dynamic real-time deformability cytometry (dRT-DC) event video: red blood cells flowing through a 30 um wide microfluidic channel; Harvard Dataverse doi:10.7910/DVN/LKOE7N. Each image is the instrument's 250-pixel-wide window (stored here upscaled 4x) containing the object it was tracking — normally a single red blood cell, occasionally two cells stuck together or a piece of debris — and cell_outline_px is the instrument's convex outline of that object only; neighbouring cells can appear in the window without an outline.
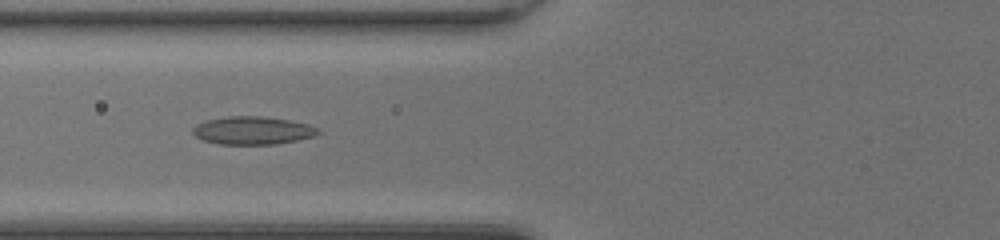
{"species": "common noctule bat (a hibernating species)", "species_latin": "Nyctalus noctula", "temperature_condition": "room temperature", "stored_images_in_passage": 32, "camera_frame_rate_fps": 3000, "um_per_image_px": 0.085, "animal": {"sex": "female", "body_mass_g": 20.0, "forearm_length_mm": 54.0}, "frame": {"image": 1, "passage_image": 5, "time_ms": 1.333, "image_size_px": [1000, 240], "cell_outline_px": [[320, 132], [316, 136], [276, 144], [220, 144], [204, 140], [196, 136], [192, 132], [192, 128], [196, 124], [208, 120], [228, 116], [264, 116], [288, 120], [308, 124], [316, 128]], "centroid_in_image_um": [21.47, 11.09], "position_along_channel_um": 104.3, "area_um2": 20.29}}
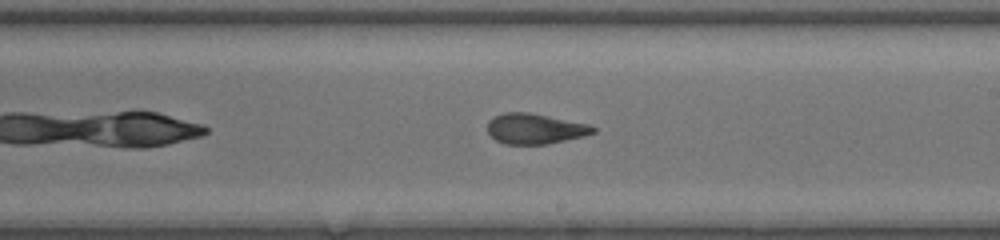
{"frame": {"image": 2, "passage_image": 15, "time_ms": 4.667, "image_size_px": [1000, 240], "cell_outline_px": [[596, 132], [584, 136], [548, 144], [504, 144], [496, 140], [488, 132], [488, 120], [504, 112], [528, 112], [588, 124], [596, 128]], "centroid_in_image_um": [45.47, 10.94], "position_along_channel_um": 243.5, "area_um2": 18.61}}
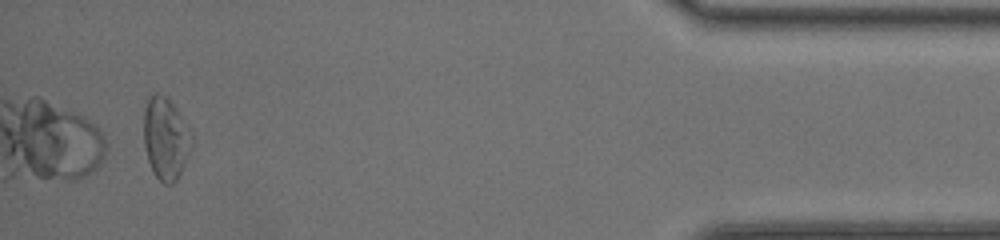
{"frame": {"image": 3, "passage_image": 32, "time_ms": 10.333, "image_size_px": [1000, 240], "cell_outline_px": [[192, 148], [176, 180], [172, 184], [164, 184], [152, 172], [148, 160], [144, 144], [144, 108], [148, 96], [152, 92], [156, 92], [164, 96], [176, 108], [192, 132]], "centroid_in_image_um": [14.07, 11.75], "position_along_channel_um": 421.1, "area_um2": 23.0}, "authors_computed_cell_mechanics": {"area_um2": 19.3341, "velocity_mm_per_s": 4.1723, "shape_relaxation_time_tau1_ms": 9.2168, "shape_relaxation_time_tau2_ms": 1.3473, "deformation_change_tau1": 0.2108, "deformation_change_tau2": 0.0964}}